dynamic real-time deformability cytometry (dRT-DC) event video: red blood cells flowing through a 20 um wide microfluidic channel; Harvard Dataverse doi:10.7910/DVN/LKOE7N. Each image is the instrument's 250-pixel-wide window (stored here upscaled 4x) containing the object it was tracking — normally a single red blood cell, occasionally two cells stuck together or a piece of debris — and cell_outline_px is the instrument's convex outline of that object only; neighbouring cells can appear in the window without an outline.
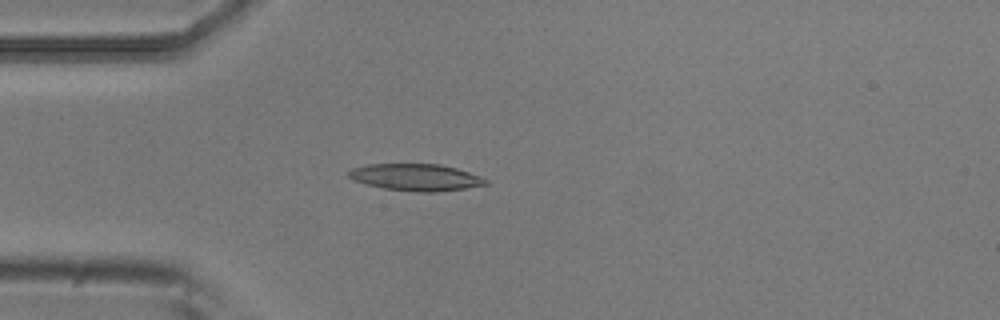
{"species": "common noctule bat (a hibernating species)", "species_latin": "Nyctalus noctula", "temperature_condition": "room temperature", "stored_images_in_passage": 4, "camera_frame_rate_fps": 3000, "um_per_image_px": 0.085, "animal": {"sex": "male", "body_mass_g": 20.5, "forearm_length_mm": 52.5}, "frame": {"image": 1, "passage_image": 4, "time_ms": 1.0, "image_size_px": [1000, 320], "cell_outline_px": [[488, 184], [464, 188], [436, 192], [420, 192], [384, 188], [368, 184], [356, 180], [348, 176], [348, 172], [352, 168], [368, 164], [440, 164], [456, 168], [480, 176], [488, 180]], "centroid_in_image_um": [35.37, 15.06], "position_along_channel_um": 49.6, "area_um2": 21.15}}